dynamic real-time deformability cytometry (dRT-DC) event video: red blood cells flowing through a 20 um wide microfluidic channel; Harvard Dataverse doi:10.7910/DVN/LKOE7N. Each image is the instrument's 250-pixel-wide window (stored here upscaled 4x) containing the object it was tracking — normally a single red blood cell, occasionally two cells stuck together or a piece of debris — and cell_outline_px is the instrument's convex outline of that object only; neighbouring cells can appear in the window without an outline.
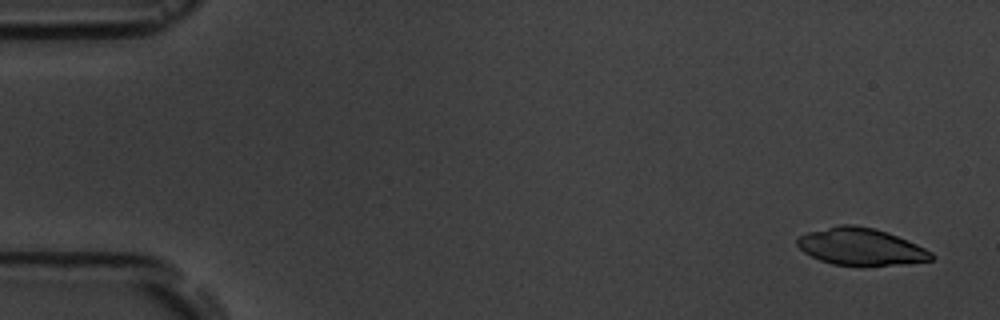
{"species": "common noctule bat (a hibernating species)", "species_latin": "Nyctalus noctula", "temperature_condition": "room temperature", "stored_images_in_passage": 4, "camera_frame_rate_fps": 3000, "um_per_image_px": 0.085, "animal": {"sex": "male", "body_mass_g": 19.5, "forearm_length_mm": 54.6}, "frame": {"image": 1, "passage_image": 1, "time_ms": 0.0, "image_size_px": [1000, 320], "cell_outline_px": [[936, 256], [932, 260], [904, 264], [832, 264], [820, 260], [804, 252], [796, 244], [796, 240], [800, 236], [808, 232], [840, 224], [856, 224], [888, 232], [916, 244], [932, 252]], "centroid_in_image_um": [73.17, 20.94], "position_along_channel_um": 11.8, "area_um2": 28.55}}